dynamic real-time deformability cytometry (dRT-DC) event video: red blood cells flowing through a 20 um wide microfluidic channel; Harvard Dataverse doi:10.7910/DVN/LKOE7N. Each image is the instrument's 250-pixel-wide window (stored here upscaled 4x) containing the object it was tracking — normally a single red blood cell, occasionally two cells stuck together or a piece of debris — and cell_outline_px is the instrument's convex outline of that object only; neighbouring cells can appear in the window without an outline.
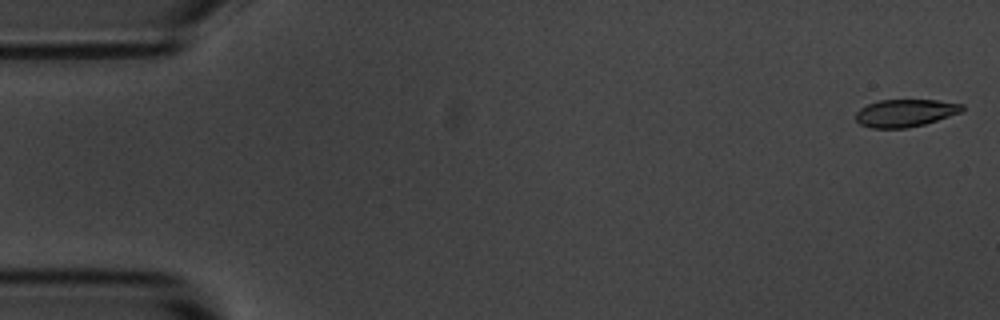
{"species": "common noctule bat (a hibernating species)", "species_latin": "Nyctalus noctula", "temperature_condition": "room temperature", "stored_images_in_passage": 54, "camera_frame_rate_fps": 3000, "um_per_image_px": 0.085, "animal": {"sex": "male", "body_mass_g": 20.1, "forearm_length_mm": 53.5}, "frame": {"image": 1, "passage_image": 1, "time_ms": 0.0, "image_size_px": [1000, 320], "cell_outline_px": [[964, 108], [960, 112], [924, 124], [908, 128], [872, 128], [860, 124], [856, 120], [856, 112], [860, 108], [868, 104], [880, 100], [936, 100], [964, 104]], "centroid_in_image_um": [76.92, 9.6], "position_along_channel_um": 8.1, "area_um2": 16.94}}
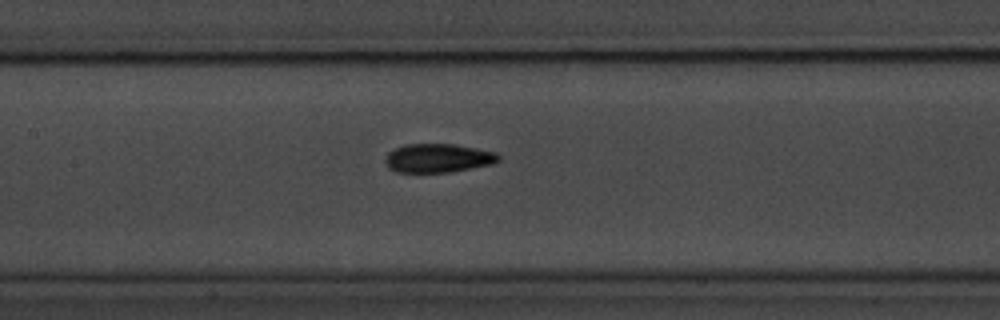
{"frame": {"image": 2, "passage_image": 25, "time_ms": 8.0, "image_size_px": [1000, 320], "cell_outline_px": [[500, 160], [492, 164], [448, 172], [396, 172], [388, 168], [384, 160], [388, 152], [404, 144], [456, 144], [496, 152], [500, 156]], "centroid_in_image_um": [37.22, 13.43], "position_along_channel_um": 170.2, "area_um2": 19.02}}
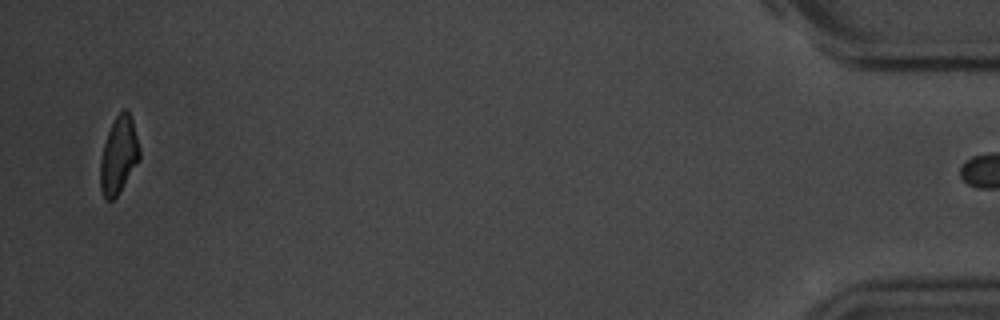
{"frame": {"image": 3, "passage_image": 53, "time_ms": 17.333, "image_size_px": [1000, 320], "cell_outline_px": [[140, 160], [120, 192], [112, 200], [104, 200], [100, 188], [100, 160], [104, 144], [108, 132], [116, 116], [124, 108], [128, 108], [132, 120], [140, 148]], "centroid_in_image_um": [10.1, 13.22], "position_along_channel_um": 425.1, "area_um2": 17.74}}